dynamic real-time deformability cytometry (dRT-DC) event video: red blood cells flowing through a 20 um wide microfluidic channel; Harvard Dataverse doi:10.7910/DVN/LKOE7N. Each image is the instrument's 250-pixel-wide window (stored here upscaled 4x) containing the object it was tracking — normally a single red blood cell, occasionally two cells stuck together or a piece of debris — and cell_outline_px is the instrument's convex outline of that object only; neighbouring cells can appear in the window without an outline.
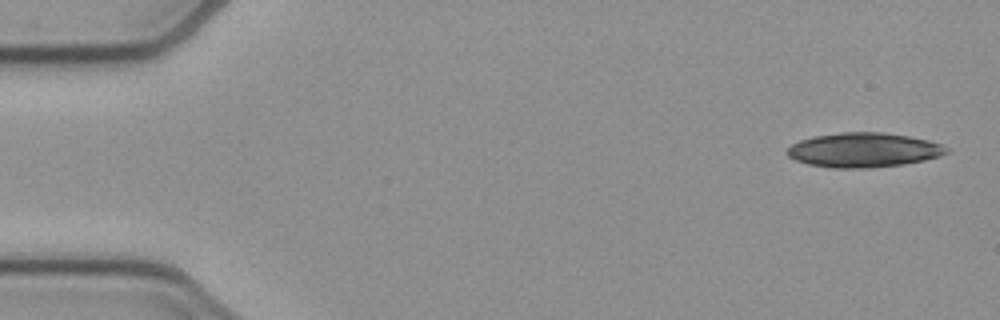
{"species": "common noctule bat (a hibernating species)", "species_latin": "Nyctalus noctula", "temperature_condition": "cold", "stored_images_in_passage": 21, "camera_frame_rate_fps": 3000, "um_per_image_px": 0.085, "animal": {"sex": "female", "body_mass_g": 21.9}, "frame": {"image": 1, "passage_image": 1, "time_ms": 0.0, "image_size_px": [1000, 320], "cell_outline_px": [[948, 152], [940, 156], [924, 160], [904, 164], [868, 168], [832, 168], [808, 164], [796, 160], [788, 156], [784, 152], [792, 144], [800, 140], [812, 136], [840, 132], [884, 132], [908, 136], [928, 140], [940, 144], [948, 148]], "centroid_in_image_um": [73.38, 12.75], "position_along_channel_um": 11.6, "area_um2": 32.14}}